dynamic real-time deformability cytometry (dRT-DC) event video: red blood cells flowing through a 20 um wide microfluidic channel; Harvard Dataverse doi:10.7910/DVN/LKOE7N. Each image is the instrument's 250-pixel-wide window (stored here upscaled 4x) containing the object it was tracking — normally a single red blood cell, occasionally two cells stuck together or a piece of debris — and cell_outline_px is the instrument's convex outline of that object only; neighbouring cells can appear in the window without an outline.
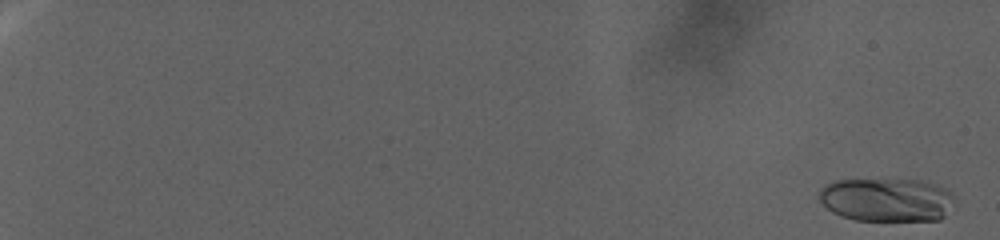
{"species": "human", "species_latin": "Homo sapiens", "temperature_condition": "warm", "stored_images_in_passage": 120, "camera_frame_rate_fps": 3000, "um_per_image_px": 0.085, "donor": {"sex": "female"}, "frame": {"image": 1, "passage_image": 4, "time_ms": 1.0, "image_size_px": [1000, 240], "cell_outline_px": [[956, 204], [940, 220], [856, 220], [840, 216], [832, 212], [820, 200], [820, 188], [824, 184], [836, 180], [924, 180], [936, 184], [952, 192]], "centroid_in_image_um": [75.41, 16.98], "position_along_channel_um": 9.6, "area_um2": 34.62}}
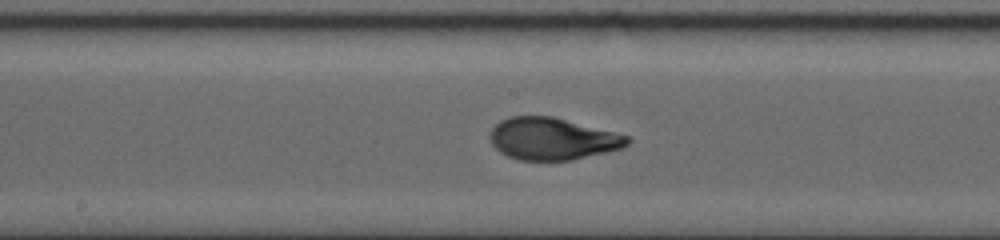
{"frame": {"image": 2, "passage_image": 74, "time_ms": 24.333, "image_size_px": [1000, 240], "cell_outline_px": [[632, 140], [624, 148], [572, 160], [520, 160], [508, 156], [500, 152], [492, 144], [488, 136], [492, 128], [500, 120], [508, 116], [552, 116], [628, 136]], "centroid_in_image_um": [46.93, 11.8], "position_along_channel_um": 201.3, "area_um2": 33.64}}
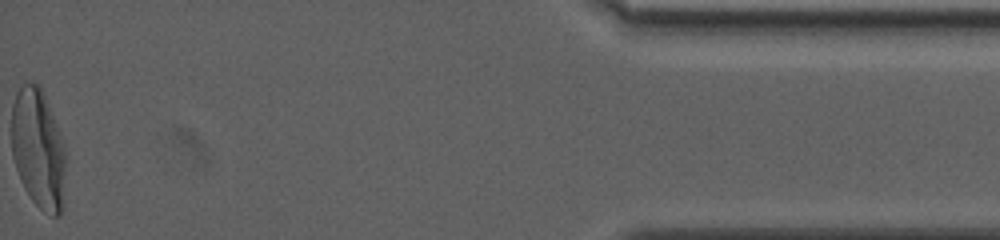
{"frame": {"image": 3, "passage_image": 120, "time_ms": 39.667, "image_size_px": [1000, 240], "cell_outline_px": [[64, 168], [60, 212], [56, 216], [52, 216], [44, 212], [32, 200], [24, 188], [20, 180], [12, 156], [12, 104], [16, 92], [24, 84], [32, 80], [40, 84], [60, 132], [64, 148]], "centroid_in_image_um": [3.21, 12.58], "position_along_channel_um": 432.0, "area_um2": 37.34}}